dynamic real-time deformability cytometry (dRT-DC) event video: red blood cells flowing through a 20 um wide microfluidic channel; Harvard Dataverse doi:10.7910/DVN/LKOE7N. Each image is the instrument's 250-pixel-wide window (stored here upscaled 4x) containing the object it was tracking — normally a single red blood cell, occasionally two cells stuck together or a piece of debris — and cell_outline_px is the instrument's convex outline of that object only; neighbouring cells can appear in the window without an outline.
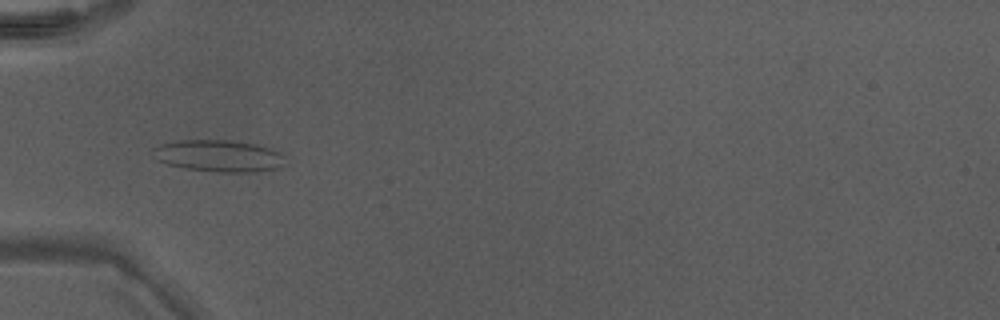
{"species": "Egyptian fruit bat (a non-hibernating species)", "species_latin": "Rousettus aegyptiacus", "temperature_condition": "warm", "stored_images_in_passage": 33, "camera_frame_rate_fps": 3000, "um_per_image_px": 0.085, "animal": {"sex": "male"}, "frame": {"image": 1, "passage_image": 2, "time_ms": 0.333, "image_size_px": [1000, 320], "cell_outline_px": [[284, 164], [276, 168], [256, 172], [216, 172], [184, 168], [168, 164], [160, 160], [148, 152], [152, 148], [160, 144], [180, 140], [232, 140], [256, 144], [280, 152], [284, 156]], "centroid_in_image_um": [18.56, 13.24], "position_along_channel_um": 66.4, "area_um2": 24.62}}
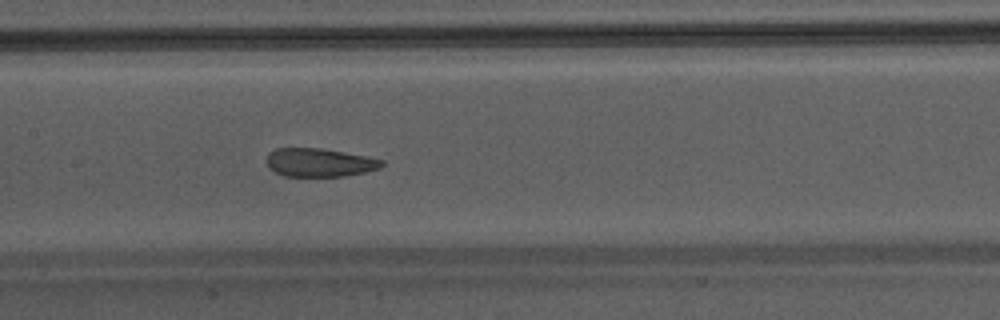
{"frame": {"image": 2, "passage_image": 10, "time_ms": 3.0, "image_size_px": [1000, 320], "cell_outline_px": [[384, 164], [380, 168], [364, 172], [344, 176], [284, 176], [268, 168], [268, 152], [276, 148], [320, 148], [364, 156], [384, 160]], "centroid_in_image_um": [27.14, 13.81], "position_along_channel_um": 180.3, "area_um2": 18.9}}
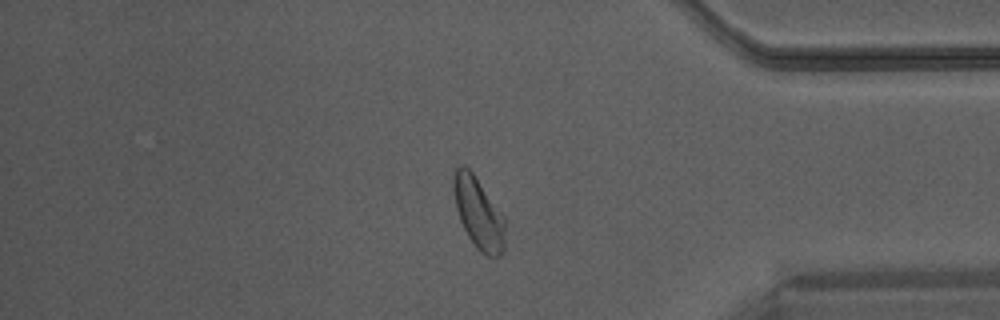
{"frame": {"image": 3, "passage_image": 26, "time_ms": 8.333, "image_size_px": [1000, 320], "cell_outline_px": [[504, 248], [500, 256], [496, 260], [480, 252], [476, 248], [468, 236], [460, 220], [456, 208], [452, 188], [452, 180], [456, 168], [460, 164], [464, 164], [472, 172], [504, 216]], "centroid_in_image_um": [40.66, 18.13], "position_along_channel_um": 394.5, "area_um2": 21.5}}